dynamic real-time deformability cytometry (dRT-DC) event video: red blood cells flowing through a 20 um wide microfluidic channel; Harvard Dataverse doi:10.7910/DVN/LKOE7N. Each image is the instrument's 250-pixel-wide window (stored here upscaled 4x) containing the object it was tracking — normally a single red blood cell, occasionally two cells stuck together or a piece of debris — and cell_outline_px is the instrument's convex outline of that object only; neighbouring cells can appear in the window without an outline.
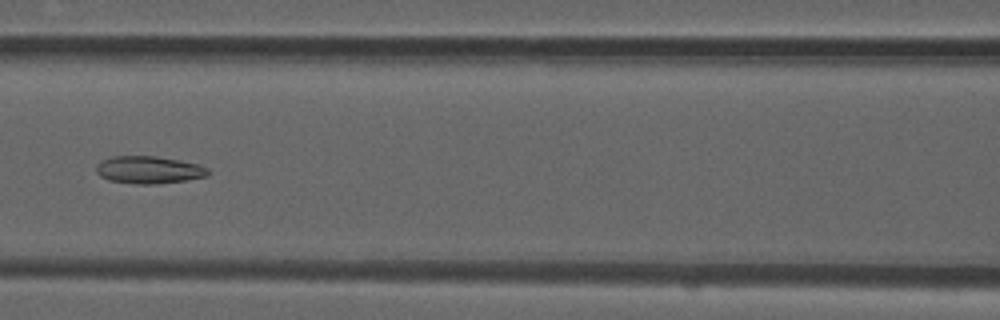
{"species": "common noctule bat (a hibernating species)", "species_latin": "Nyctalus noctula", "temperature_condition": "room temperature", "stored_images_in_passage": 54, "camera_frame_rate_fps": 3000, "um_per_image_px": 0.085, "animal": {"sex": "male", "forearm_length_mm": 52.5}, "frame": {"image": 1, "passage_image": 24, "time_ms": 7.667, "image_size_px": [1000, 320], "cell_outline_px": [[212, 172], [208, 176], [184, 180], [152, 184], [136, 184], [108, 180], [100, 176], [96, 172], [96, 164], [100, 160], [112, 156], [156, 156], [180, 160], [200, 164], [208, 168]], "centroid_in_image_um": [12.65, 14.42], "position_along_channel_um": 153.9, "area_um2": 18.09}}
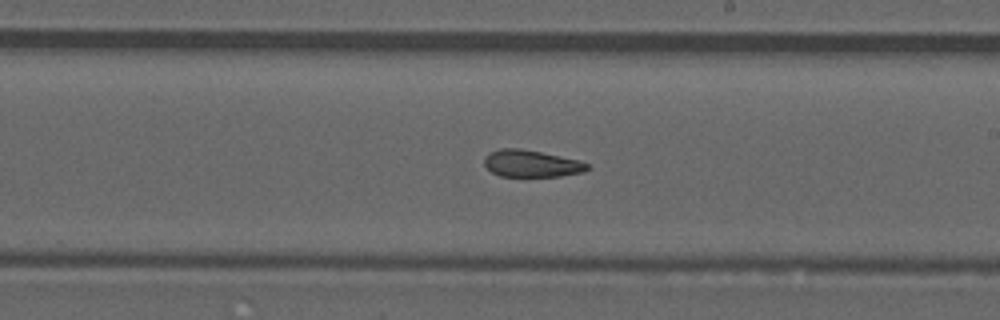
{"frame": {"image": 2, "passage_image": 31, "time_ms": 10.0, "image_size_px": [1000, 320], "cell_outline_px": [[588, 168], [584, 172], [560, 176], [500, 176], [492, 172], [484, 164], [484, 156], [488, 152], [500, 148], [520, 148], [580, 160], [588, 164]], "centroid_in_image_um": [45.14, 13.89], "position_along_channel_um": 243.9, "area_um2": 16.18}}
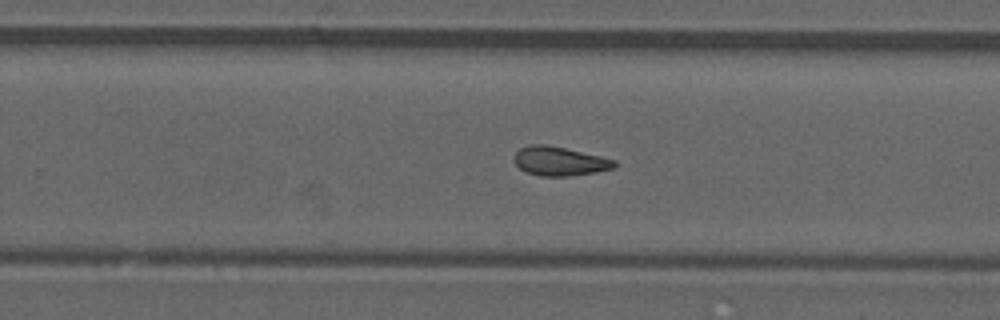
{"frame": {"image": 3, "passage_image": 34, "time_ms": 11.0, "image_size_px": [1000, 320], "cell_outline_px": [[616, 168], [596, 172], [568, 176], [540, 176], [528, 172], [520, 168], [516, 164], [512, 156], [520, 148], [532, 144], [544, 144], [564, 148], [600, 156], [616, 160]], "centroid_in_image_um": [47.56, 13.7], "position_along_channel_um": 282.2, "area_um2": 16.88}, "authors_computed_cell_mechanics": {"area_um2": 17.3689, "velocity_mm_per_s": 3.8644, "shape_relaxation_time_tau1_ms": null, "shape_relaxation_time_tau2_ms": 4.2926, "deformation_change_tau1": null, "deformation_change_tau2": 0.0996}}